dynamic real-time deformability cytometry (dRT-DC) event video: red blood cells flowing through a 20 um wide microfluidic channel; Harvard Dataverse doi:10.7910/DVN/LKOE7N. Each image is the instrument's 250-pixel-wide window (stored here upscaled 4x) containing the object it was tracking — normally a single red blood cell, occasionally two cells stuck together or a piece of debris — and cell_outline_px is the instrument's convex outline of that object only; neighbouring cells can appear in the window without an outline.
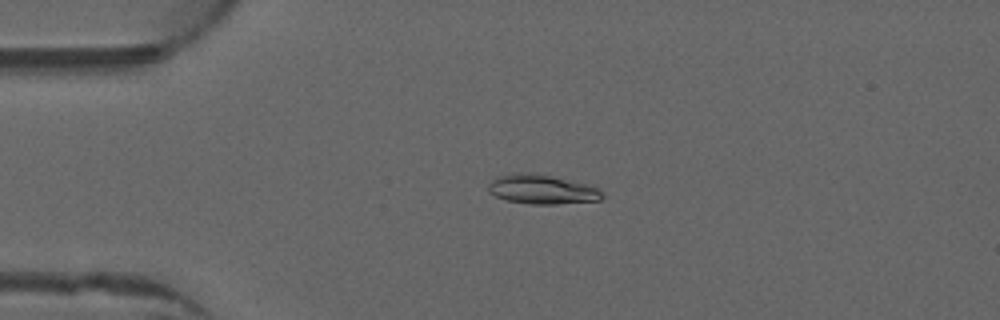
{"species": "common noctule bat (a hibernating species)", "species_latin": "Nyctalus noctula", "temperature_condition": "warm", "stored_images_in_passage": 51, "camera_frame_rate_fps": 3000, "um_per_image_px": 0.085, "animal": {"sex": "male", "forearm_length_mm": 52.5}, "frame": {"image": 1, "passage_image": 12, "time_ms": 3.667, "image_size_px": [1000, 320], "cell_outline_px": [[604, 196], [600, 200], [556, 204], [532, 204], [504, 200], [488, 192], [488, 184], [496, 176], [512, 172], [532, 172], [596, 184], [604, 192]], "centroid_in_image_um": [46.12, 16.07], "position_along_channel_um": 38.9, "area_um2": 20.29}}
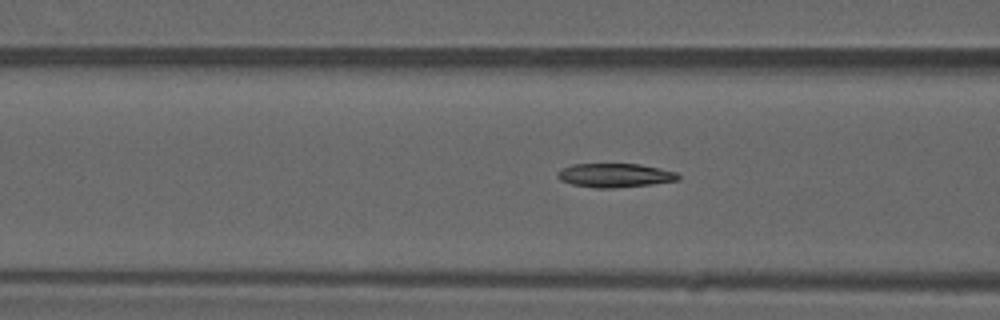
{"frame": {"image": 2, "passage_image": 20, "time_ms": 6.333, "image_size_px": [1000, 320], "cell_outline_px": [[680, 180], [652, 184], [612, 188], [596, 188], [572, 184], [560, 180], [556, 176], [556, 172], [572, 164], [640, 164], [660, 168], [676, 172], [680, 176]], "centroid_in_image_um": [52.27, 14.9], "position_along_channel_um": 114.3, "area_um2": 16.82}}
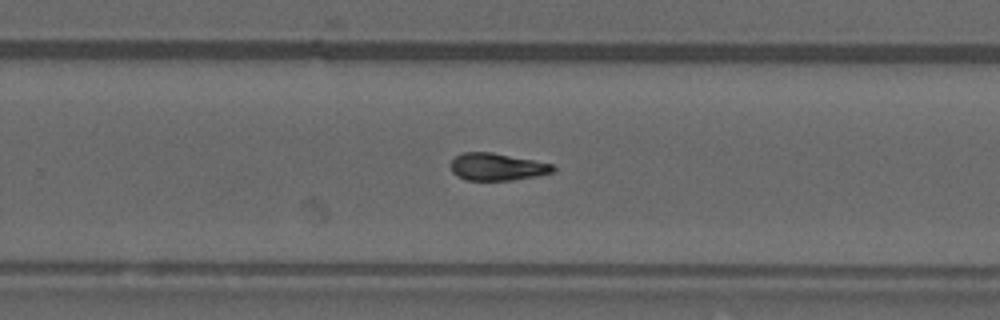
{"frame": {"image": 3, "passage_image": 33, "time_ms": 10.667, "image_size_px": [1000, 320], "cell_outline_px": [[556, 168], [552, 172], [536, 176], [512, 180], [468, 180], [456, 176], [452, 172], [452, 160], [456, 156], [464, 152], [492, 152], [552, 164]], "centroid_in_image_um": [42.24, 14.18], "position_along_channel_um": 287.6, "area_um2": 16.07}, "authors_computed_cell_mechanics": {"area_um2": 16.8776, "velocity_mm_per_s": 4.0065, "shape_relaxation_time_tau1_ms": null, "shape_relaxation_time_tau2_ms": 3.4532, "deformation_change_tau1": null, "deformation_change_tau2": 0.0889}}